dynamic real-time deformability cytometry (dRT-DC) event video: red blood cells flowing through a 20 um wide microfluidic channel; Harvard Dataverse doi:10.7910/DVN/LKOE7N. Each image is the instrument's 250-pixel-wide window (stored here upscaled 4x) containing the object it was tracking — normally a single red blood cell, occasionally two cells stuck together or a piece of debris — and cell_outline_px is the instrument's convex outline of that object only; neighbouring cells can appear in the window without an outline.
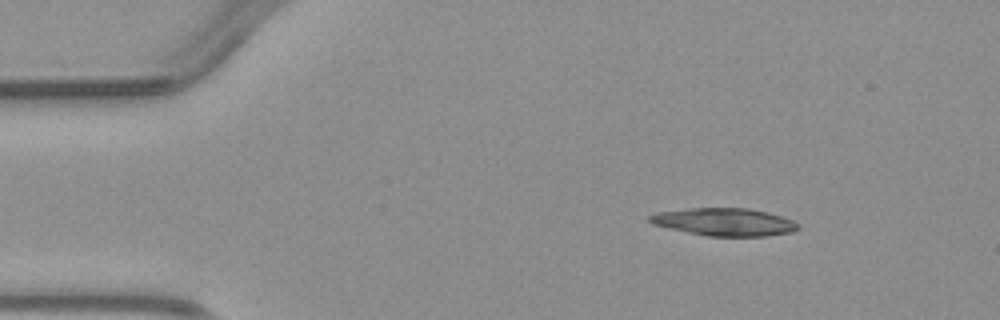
{"species": "common noctule bat (a hibernating species)", "species_latin": "Nyctalus noctula", "temperature_condition": "warm", "stored_images_in_passage": 3, "camera_frame_rate_fps": 3000, "um_per_image_px": 0.085, "animal": {"sex": "male", "body_mass_g": 23.1, "forearm_length_mm": 52.7}, "frame": {"image": 1, "passage_image": 1, "time_ms": 0.0, "image_size_px": [1000, 320], "cell_outline_px": [[800, 228], [792, 232], [768, 236], [708, 236], [688, 232], [652, 224], [648, 220], [648, 216], [656, 212], [688, 208], [748, 208], [768, 212], [792, 220], [800, 224]], "centroid_in_image_um": [61.59, 18.86], "position_along_channel_um": 23.4, "area_um2": 23.99}}